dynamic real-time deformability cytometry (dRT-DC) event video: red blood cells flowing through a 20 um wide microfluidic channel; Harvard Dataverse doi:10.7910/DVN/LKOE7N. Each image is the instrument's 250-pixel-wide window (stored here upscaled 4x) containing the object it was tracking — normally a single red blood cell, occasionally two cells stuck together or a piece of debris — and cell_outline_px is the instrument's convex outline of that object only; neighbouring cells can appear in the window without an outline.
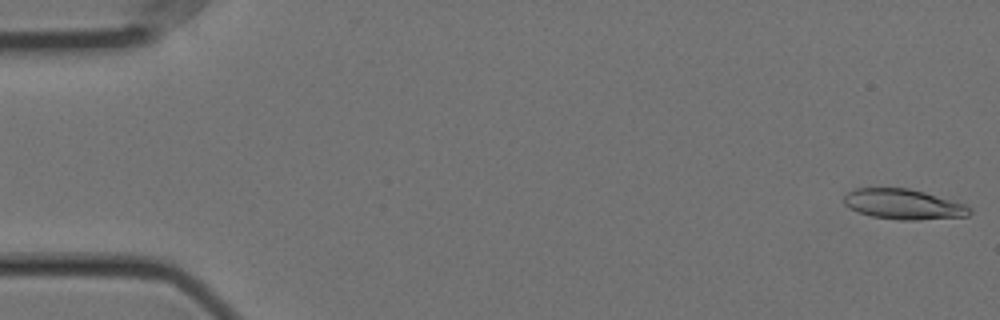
{"species": "Egyptian fruit bat (a non-hibernating species)", "species_latin": "Rousettus aegyptiacus", "temperature_condition": "cold", "stored_images_in_passage": 56, "camera_frame_rate_fps": 3000, "um_per_image_px": 0.085, "animal": {"sex": "female"}, "frame": {"image": 1, "passage_image": 1, "time_ms": 0.0, "image_size_px": [1000, 320], "cell_outline_px": [[972, 212], [968, 216], [916, 220], [900, 220], [872, 216], [856, 212], [848, 208], [844, 204], [844, 196], [848, 192], [856, 188], [908, 188], [924, 192], [964, 204], [972, 208]], "centroid_in_image_um": [76.77, 17.37], "position_along_channel_um": 8.2, "area_um2": 22.14}}
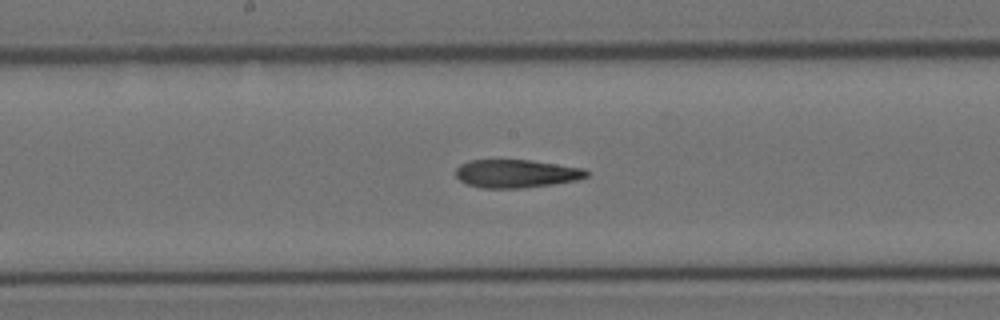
{"frame": {"image": 2, "passage_image": 29, "time_ms": 9.333, "image_size_px": [1000, 320], "cell_outline_px": [[588, 176], [576, 180], [552, 184], [524, 188], [480, 188], [468, 184], [460, 180], [456, 176], [456, 168], [460, 164], [468, 160], [532, 160], [584, 168], [588, 172]], "centroid_in_image_um": [43.87, 14.75], "position_along_channel_um": 204.3, "area_um2": 21.5}}
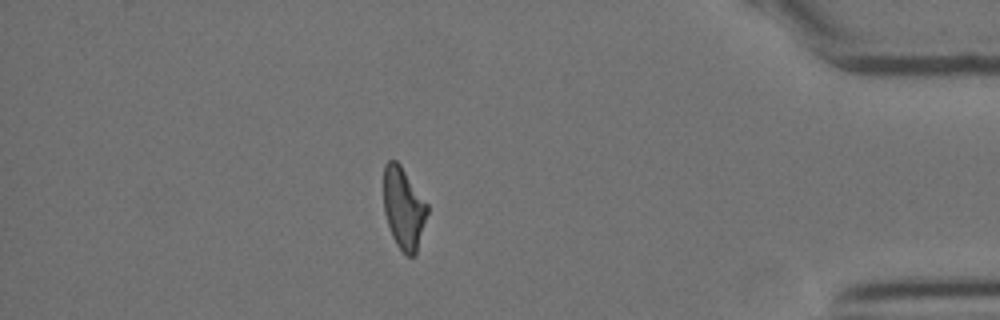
{"frame": {"image": 3, "passage_image": 49, "time_ms": 16.0, "image_size_px": [1000, 320], "cell_outline_px": [[428, 212], [416, 252], [412, 256], [408, 256], [396, 244], [392, 236], [384, 212], [384, 164], [388, 160], [396, 160], [400, 164], [428, 204]], "centroid_in_image_um": [34.3, 17.66], "position_along_channel_um": 400.9, "area_um2": 20.58}, "authors_computed_cell_mechanics": {"area_um2": 22.0507, "velocity_mm_per_s": 3.5641, "shape_relaxation_time_tau1_ms": null, "shape_relaxation_time_tau2_ms": 5.3331, "deformation_change_tau1": null, "deformation_change_tau2": 0.1683}}